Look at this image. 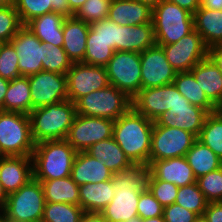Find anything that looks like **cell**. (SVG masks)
Segmentation results:
<instances>
[{
    "label": "cell",
    "mask_w": 222,
    "mask_h": 222,
    "mask_svg": "<svg viewBox=\"0 0 222 222\" xmlns=\"http://www.w3.org/2000/svg\"><path fill=\"white\" fill-rule=\"evenodd\" d=\"M33 178L31 156H0V183L7 195Z\"/></svg>",
    "instance_id": "cell-19"
},
{
    "label": "cell",
    "mask_w": 222,
    "mask_h": 222,
    "mask_svg": "<svg viewBox=\"0 0 222 222\" xmlns=\"http://www.w3.org/2000/svg\"><path fill=\"white\" fill-rule=\"evenodd\" d=\"M53 0H14V7L22 25L32 19L52 12Z\"/></svg>",
    "instance_id": "cell-39"
},
{
    "label": "cell",
    "mask_w": 222,
    "mask_h": 222,
    "mask_svg": "<svg viewBox=\"0 0 222 222\" xmlns=\"http://www.w3.org/2000/svg\"><path fill=\"white\" fill-rule=\"evenodd\" d=\"M86 152L92 157L102 160L114 174L133 165L113 137L93 144Z\"/></svg>",
    "instance_id": "cell-29"
},
{
    "label": "cell",
    "mask_w": 222,
    "mask_h": 222,
    "mask_svg": "<svg viewBox=\"0 0 222 222\" xmlns=\"http://www.w3.org/2000/svg\"><path fill=\"white\" fill-rule=\"evenodd\" d=\"M185 158L196 179L222 167V159L198 139L188 150Z\"/></svg>",
    "instance_id": "cell-31"
},
{
    "label": "cell",
    "mask_w": 222,
    "mask_h": 222,
    "mask_svg": "<svg viewBox=\"0 0 222 222\" xmlns=\"http://www.w3.org/2000/svg\"><path fill=\"white\" fill-rule=\"evenodd\" d=\"M209 113L199 106L192 105L177 90L176 103L156 119L159 126L176 127L194 134L197 138Z\"/></svg>",
    "instance_id": "cell-15"
},
{
    "label": "cell",
    "mask_w": 222,
    "mask_h": 222,
    "mask_svg": "<svg viewBox=\"0 0 222 222\" xmlns=\"http://www.w3.org/2000/svg\"><path fill=\"white\" fill-rule=\"evenodd\" d=\"M7 198H8V195L3 188V185L0 183V212L4 209Z\"/></svg>",
    "instance_id": "cell-56"
},
{
    "label": "cell",
    "mask_w": 222,
    "mask_h": 222,
    "mask_svg": "<svg viewBox=\"0 0 222 222\" xmlns=\"http://www.w3.org/2000/svg\"><path fill=\"white\" fill-rule=\"evenodd\" d=\"M84 213L80 205L46 202L42 220L44 222H82Z\"/></svg>",
    "instance_id": "cell-35"
},
{
    "label": "cell",
    "mask_w": 222,
    "mask_h": 222,
    "mask_svg": "<svg viewBox=\"0 0 222 222\" xmlns=\"http://www.w3.org/2000/svg\"><path fill=\"white\" fill-rule=\"evenodd\" d=\"M113 172L102 160L96 159L86 151L77 152L71 170V178L78 185L99 183L111 180Z\"/></svg>",
    "instance_id": "cell-21"
},
{
    "label": "cell",
    "mask_w": 222,
    "mask_h": 222,
    "mask_svg": "<svg viewBox=\"0 0 222 222\" xmlns=\"http://www.w3.org/2000/svg\"><path fill=\"white\" fill-rule=\"evenodd\" d=\"M52 12L63 15L64 17H70V8L68 0H53Z\"/></svg>",
    "instance_id": "cell-51"
},
{
    "label": "cell",
    "mask_w": 222,
    "mask_h": 222,
    "mask_svg": "<svg viewBox=\"0 0 222 222\" xmlns=\"http://www.w3.org/2000/svg\"><path fill=\"white\" fill-rule=\"evenodd\" d=\"M82 222H108L101 213L85 212Z\"/></svg>",
    "instance_id": "cell-52"
},
{
    "label": "cell",
    "mask_w": 222,
    "mask_h": 222,
    "mask_svg": "<svg viewBox=\"0 0 222 222\" xmlns=\"http://www.w3.org/2000/svg\"><path fill=\"white\" fill-rule=\"evenodd\" d=\"M114 120L77 114L66 141L77 151H86L93 144L109 139L113 134Z\"/></svg>",
    "instance_id": "cell-11"
},
{
    "label": "cell",
    "mask_w": 222,
    "mask_h": 222,
    "mask_svg": "<svg viewBox=\"0 0 222 222\" xmlns=\"http://www.w3.org/2000/svg\"><path fill=\"white\" fill-rule=\"evenodd\" d=\"M70 8V17H72L87 0H68Z\"/></svg>",
    "instance_id": "cell-55"
},
{
    "label": "cell",
    "mask_w": 222,
    "mask_h": 222,
    "mask_svg": "<svg viewBox=\"0 0 222 222\" xmlns=\"http://www.w3.org/2000/svg\"><path fill=\"white\" fill-rule=\"evenodd\" d=\"M79 115L117 120L132 107V100L114 85L91 92L75 102Z\"/></svg>",
    "instance_id": "cell-8"
},
{
    "label": "cell",
    "mask_w": 222,
    "mask_h": 222,
    "mask_svg": "<svg viewBox=\"0 0 222 222\" xmlns=\"http://www.w3.org/2000/svg\"><path fill=\"white\" fill-rule=\"evenodd\" d=\"M114 52L115 51L109 47L108 43L96 37L94 32L89 28L83 63L106 67L109 60L114 55Z\"/></svg>",
    "instance_id": "cell-36"
},
{
    "label": "cell",
    "mask_w": 222,
    "mask_h": 222,
    "mask_svg": "<svg viewBox=\"0 0 222 222\" xmlns=\"http://www.w3.org/2000/svg\"><path fill=\"white\" fill-rule=\"evenodd\" d=\"M152 23L156 45L178 42L194 30L193 14L166 0L152 10Z\"/></svg>",
    "instance_id": "cell-5"
},
{
    "label": "cell",
    "mask_w": 222,
    "mask_h": 222,
    "mask_svg": "<svg viewBox=\"0 0 222 222\" xmlns=\"http://www.w3.org/2000/svg\"><path fill=\"white\" fill-rule=\"evenodd\" d=\"M148 167L154 178L171 182L177 187L191 185L197 181L185 156L152 161Z\"/></svg>",
    "instance_id": "cell-20"
},
{
    "label": "cell",
    "mask_w": 222,
    "mask_h": 222,
    "mask_svg": "<svg viewBox=\"0 0 222 222\" xmlns=\"http://www.w3.org/2000/svg\"><path fill=\"white\" fill-rule=\"evenodd\" d=\"M46 202L79 205V186L71 176L41 182Z\"/></svg>",
    "instance_id": "cell-33"
},
{
    "label": "cell",
    "mask_w": 222,
    "mask_h": 222,
    "mask_svg": "<svg viewBox=\"0 0 222 222\" xmlns=\"http://www.w3.org/2000/svg\"><path fill=\"white\" fill-rule=\"evenodd\" d=\"M66 76L68 100L73 103L91 92L110 85L106 67L83 62L73 63Z\"/></svg>",
    "instance_id": "cell-12"
},
{
    "label": "cell",
    "mask_w": 222,
    "mask_h": 222,
    "mask_svg": "<svg viewBox=\"0 0 222 222\" xmlns=\"http://www.w3.org/2000/svg\"><path fill=\"white\" fill-rule=\"evenodd\" d=\"M13 4H14V0H0V7L13 5Z\"/></svg>",
    "instance_id": "cell-59"
},
{
    "label": "cell",
    "mask_w": 222,
    "mask_h": 222,
    "mask_svg": "<svg viewBox=\"0 0 222 222\" xmlns=\"http://www.w3.org/2000/svg\"><path fill=\"white\" fill-rule=\"evenodd\" d=\"M196 182L208 203L222 202V167L197 178Z\"/></svg>",
    "instance_id": "cell-40"
},
{
    "label": "cell",
    "mask_w": 222,
    "mask_h": 222,
    "mask_svg": "<svg viewBox=\"0 0 222 222\" xmlns=\"http://www.w3.org/2000/svg\"><path fill=\"white\" fill-rule=\"evenodd\" d=\"M112 180L79 186V205L85 212L100 213L114 197Z\"/></svg>",
    "instance_id": "cell-28"
},
{
    "label": "cell",
    "mask_w": 222,
    "mask_h": 222,
    "mask_svg": "<svg viewBox=\"0 0 222 222\" xmlns=\"http://www.w3.org/2000/svg\"><path fill=\"white\" fill-rule=\"evenodd\" d=\"M158 46L163 48L169 64L176 72L190 71L208 54V48L195 29L178 42Z\"/></svg>",
    "instance_id": "cell-14"
},
{
    "label": "cell",
    "mask_w": 222,
    "mask_h": 222,
    "mask_svg": "<svg viewBox=\"0 0 222 222\" xmlns=\"http://www.w3.org/2000/svg\"><path fill=\"white\" fill-rule=\"evenodd\" d=\"M175 203L196 213L198 216H203L208 204L197 182L179 187Z\"/></svg>",
    "instance_id": "cell-37"
},
{
    "label": "cell",
    "mask_w": 222,
    "mask_h": 222,
    "mask_svg": "<svg viewBox=\"0 0 222 222\" xmlns=\"http://www.w3.org/2000/svg\"><path fill=\"white\" fill-rule=\"evenodd\" d=\"M149 167L133 164L112 176V201L100 212L108 222H127L138 216L137 206L147 188Z\"/></svg>",
    "instance_id": "cell-1"
},
{
    "label": "cell",
    "mask_w": 222,
    "mask_h": 222,
    "mask_svg": "<svg viewBox=\"0 0 222 222\" xmlns=\"http://www.w3.org/2000/svg\"><path fill=\"white\" fill-rule=\"evenodd\" d=\"M207 222H222V202H210L203 214Z\"/></svg>",
    "instance_id": "cell-48"
},
{
    "label": "cell",
    "mask_w": 222,
    "mask_h": 222,
    "mask_svg": "<svg viewBox=\"0 0 222 222\" xmlns=\"http://www.w3.org/2000/svg\"><path fill=\"white\" fill-rule=\"evenodd\" d=\"M63 47L45 44L43 50V70L66 75L72 66Z\"/></svg>",
    "instance_id": "cell-38"
},
{
    "label": "cell",
    "mask_w": 222,
    "mask_h": 222,
    "mask_svg": "<svg viewBox=\"0 0 222 222\" xmlns=\"http://www.w3.org/2000/svg\"><path fill=\"white\" fill-rule=\"evenodd\" d=\"M34 148L29 115L0 111V156H32Z\"/></svg>",
    "instance_id": "cell-7"
},
{
    "label": "cell",
    "mask_w": 222,
    "mask_h": 222,
    "mask_svg": "<svg viewBox=\"0 0 222 222\" xmlns=\"http://www.w3.org/2000/svg\"><path fill=\"white\" fill-rule=\"evenodd\" d=\"M45 197L41 182L32 178L16 192L8 195L0 212L4 222H32L42 219Z\"/></svg>",
    "instance_id": "cell-6"
},
{
    "label": "cell",
    "mask_w": 222,
    "mask_h": 222,
    "mask_svg": "<svg viewBox=\"0 0 222 222\" xmlns=\"http://www.w3.org/2000/svg\"><path fill=\"white\" fill-rule=\"evenodd\" d=\"M32 222H44V221L41 219V220H38V221H32Z\"/></svg>",
    "instance_id": "cell-62"
},
{
    "label": "cell",
    "mask_w": 222,
    "mask_h": 222,
    "mask_svg": "<svg viewBox=\"0 0 222 222\" xmlns=\"http://www.w3.org/2000/svg\"><path fill=\"white\" fill-rule=\"evenodd\" d=\"M27 77L31 89V111L68 100L66 75L42 70Z\"/></svg>",
    "instance_id": "cell-13"
},
{
    "label": "cell",
    "mask_w": 222,
    "mask_h": 222,
    "mask_svg": "<svg viewBox=\"0 0 222 222\" xmlns=\"http://www.w3.org/2000/svg\"><path fill=\"white\" fill-rule=\"evenodd\" d=\"M194 29L207 48L222 44V10L200 7L194 14Z\"/></svg>",
    "instance_id": "cell-27"
},
{
    "label": "cell",
    "mask_w": 222,
    "mask_h": 222,
    "mask_svg": "<svg viewBox=\"0 0 222 222\" xmlns=\"http://www.w3.org/2000/svg\"><path fill=\"white\" fill-rule=\"evenodd\" d=\"M207 98L219 109L222 106V73L207 56L191 70Z\"/></svg>",
    "instance_id": "cell-24"
},
{
    "label": "cell",
    "mask_w": 222,
    "mask_h": 222,
    "mask_svg": "<svg viewBox=\"0 0 222 222\" xmlns=\"http://www.w3.org/2000/svg\"><path fill=\"white\" fill-rule=\"evenodd\" d=\"M222 159V112L209 113L197 138Z\"/></svg>",
    "instance_id": "cell-34"
},
{
    "label": "cell",
    "mask_w": 222,
    "mask_h": 222,
    "mask_svg": "<svg viewBox=\"0 0 222 222\" xmlns=\"http://www.w3.org/2000/svg\"><path fill=\"white\" fill-rule=\"evenodd\" d=\"M177 4L180 8L186 9L194 14L201 7V0H166Z\"/></svg>",
    "instance_id": "cell-50"
},
{
    "label": "cell",
    "mask_w": 222,
    "mask_h": 222,
    "mask_svg": "<svg viewBox=\"0 0 222 222\" xmlns=\"http://www.w3.org/2000/svg\"><path fill=\"white\" fill-rule=\"evenodd\" d=\"M108 18L121 26L152 23V10L137 0H112Z\"/></svg>",
    "instance_id": "cell-22"
},
{
    "label": "cell",
    "mask_w": 222,
    "mask_h": 222,
    "mask_svg": "<svg viewBox=\"0 0 222 222\" xmlns=\"http://www.w3.org/2000/svg\"><path fill=\"white\" fill-rule=\"evenodd\" d=\"M76 154L65 139L36 143L31 156L33 178L42 182L70 176Z\"/></svg>",
    "instance_id": "cell-3"
},
{
    "label": "cell",
    "mask_w": 222,
    "mask_h": 222,
    "mask_svg": "<svg viewBox=\"0 0 222 222\" xmlns=\"http://www.w3.org/2000/svg\"><path fill=\"white\" fill-rule=\"evenodd\" d=\"M106 70L109 84L124 92L131 100L141 90L140 53L115 51Z\"/></svg>",
    "instance_id": "cell-9"
},
{
    "label": "cell",
    "mask_w": 222,
    "mask_h": 222,
    "mask_svg": "<svg viewBox=\"0 0 222 222\" xmlns=\"http://www.w3.org/2000/svg\"><path fill=\"white\" fill-rule=\"evenodd\" d=\"M147 188L163 207L175 203L179 187L171 182L158 180L150 173L147 180Z\"/></svg>",
    "instance_id": "cell-44"
},
{
    "label": "cell",
    "mask_w": 222,
    "mask_h": 222,
    "mask_svg": "<svg viewBox=\"0 0 222 222\" xmlns=\"http://www.w3.org/2000/svg\"><path fill=\"white\" fill-rule=\"evenodd\" d=\"M207 56L222 73V44H217L209 47Z\"/></svg>",
    "instance_id": "cell-49"
},
{
    "label": "cell",
    "mask_w": 222,
    "mask_h": 222,
    "mask_svg": "<svg viewBox=\"0 0 222 222\" xmlns=\"http://www.w3.org/2000/svg\"><path fill=\"white\" fill-rule=\"evenodd\" d=\"M96 37L109 44L114 51H119V36L121 25H117L108 17L89 24Z\"/></svg>",
    "instance_id": "cell-45"
},
{
    "label": "cell",
    "mask_w": 222,
    "mask_h": 222,
    "mask_svg": "<svg viewBox=\"0 0 222 222\" xmlns=\"http://www.w3.org/2000/svg\"><path fill=\"white\" fill-rule=\"evenodd\" d=\"M9 80L0 77V111H4V98L8 90Z\"/></svg>",
    "instance_id": "cell-53"
},
{
    "label": "cell",
    "mask_w": 222,
    "mask_h": 222,
    "mask_svg": "<svg viewBox=\"0 0 222 222\" xmlns=\"http://www.w3.org/2000/svg\"><path fill=\"white\" fill-rule=\"evenodd\" d=\"M196 140L197 137L188 131L159 126L154 121L149 164L152 161L185 156Z\"/></svg>",
    "instance_id": "cell-10"
},
{
    "label": "cell",
    "mask_w": 222,
    "mask_h": 222,
    "mask_svg": "<svg viewBox=\"0 0 222 222\" xmlns=\"http://www.w3.org/2000/svg\"><path fill=\"white\" fill-rule=\"evenodd\" d=\"M142 222H165L163 216L155 217V218H148L145 220H142Z\"/></svg>",
    "instance_id": "cell-58"
},
{
    "label": "cell",
    "mask_w": 222,
    "mask_h": 222,
    "mask_svg": "<svg viewBox=\"0 0 222 222\" xmlns=\"http://www.w3.org/2000/svg\"><path fill=\"white\" fill-rule=\"evenodd\" d=\"M173 84L192 105L199 106L208 113L219 109L207 98L191 71L177 72Z\"/></svg>",
    "instance_id": "cell-30"
},
{
    "label": "cell",
    "mask_w": 222,
    "mask_h": 222,
    "mask_svg": "<svg viewBox=\"0 0 222 222\" xmlns=\"http://www.w3.org/2000/svg\"><path fill=\"white\" fill-rule=\"evenodd\" d=\"M163 218L165 222H195L198 215L177 203L164 207Z\"/></svg>",
    "instance_id": "cell-47"
},
{
    "label": "cell",
    "mask_w": 222,
    "mask_h": 222,
    "mask_svg": "<svg viewBox=\"0 0 222 222\" xmlns=\"http://www.w3.org/2000/svg\"><path fill=\"white\" fill-rule=\"evenodd\" d=\"M164 207L152 195L148 188L141 192L137 206L138 216L142 219L163 216Z\"/></svg>",
    "instance_id": "cell-46"
},
{
    "label": "cell",
    "mask_w": 222,
    "mask_h": 222,
    "mask_svg": "<svg viewBox=\"0 0 222 222\" xmlns=\"http://www.w3.org/2000/svg\"><path fill=\"white\" fill-rule=\"evenodd\" d=\"M66 17L50 12L29 21L25 26L43 43L63 47V22Z\"/></svg>",
    "instance_id": "cell-25"
},
{
    "label": "cell",
    "mask_w": 222,
    "mask_h": 222,
    "mask_svg": "<svg viewBox=\"0 0 222 222\" xmlns=\"http://www.w3.org/2000/svg\"><path fill=\"white\" fill-rule=\"evenodd\" d=\"M18 55L21 76H30L43 70V50L45 43L41 42L25 25L10 40Z\"/></svg>",
    "instance_id": "cell-18"
},
{
    "label": "cell",
    "mask_w": 222,
    "mask_h": 222,
    "mask_svg": "<svg viewBox=\"0 0 222 222\" xmlns=\"http://www.w3.org/2000/svg\"><path fill=\"white\" fill-rule=\"evenodd\" d=\"M156 45L153 23L121 26L119 51L142 53Z\"/></svg>",
    "instance_id": "cell-26"
},
{
    "label": "cell",
    "mask_w": 222,
    "mask_h": 222,
    "mask_svg": "<svg viewBox=\"0 0 222 222\" xmlns=\"http://www.w3.org/2000/svg\"><path fill=\"white\" fill-rule=\"evenodd\" d=\"M154 121L131 107L113 125V139L133 164L149 165Z\"/></svg>",
    "instance_id": "cell-2"
},
{
    "label": "cell",
    "mask_w": 222,
    "mask_h": 222,
    "mask_svg": "<svg viewBox=\"0 0 222 222\" xmlns=\"http://www.w3.org/2000/svg\"><path fill=\"white\" fill-rule=\"evenodd\" d=\"M141 3L146 4L151 10L157 7L163 0H137Z\"/></svg>",
    "instance_id": "cell-57"
},
{
    "label": "cell",
    "mask_w": 222,
    "mask_h": 222,
    "mask_svg": "<svg viewBox=\"0 0 222 222\" xmlns=\"http://www.w3.org/2000/svg\"><path fill=\"white\" fill-rule=\"evenodd\" d=\"M76 115L75 103L70 100L32 110L29 117L34 143L66 139Z\"/></svg>",
    "instance_id": "cell-4"
},
{
    "label": "cell",
    "mask_w": 222,
    "mask_h": 222,
    "mask_svg": "<svg viewBox=\"0 0 222 222\" xmlns=\"http://www.w3.org/2000/svg\"><path fill=\"white\" fill-rule=\"evenodd\" d=\"M19 59L14 46L10 43L0 44V77L9 81L21 77Z\"/></svg>",
    "instance_id": "cell-41"
},
{
    "label": "cell",
    "mask_w": 222,
    "mask_h": 222,
    "mask_svg": "<svg viewBox=\"0 0 222 222\" xmlns=\"http://www.w3.org/2000/svg\"><path fill=\"white\" fill-rule=\"evenodd\" d=\"M195 222H207L204 216H198V218L195 220Z\"/></svg>",
    "instance_id": "cell-61"
},
{
    "label": "cell",
    "mask_w": 222,
    "mask_h": 222,
    "mask_svg": "<svg viewBox=\"0 0 222 222\" xmlns=\"http://www.w3.org/2000/svg\"><path fill=\"white\" fill-rule=\"evenodd\" d=\"M127 222H142V219L139 216H137V217L131 218Z\"/></svg>",
    "instance_id": "cell-60"
},
{
    "label": "cell",
    "mask_w": 222,
    "mask_h": 222,
    "mask_svg": "<svg viewBox=\"0 0 222 222\" xmlns=\"http://www.w3.org/2000/svg\"><path fill=\"white\" fill-rule=\"evenodd\" d=\"M14 5L0 7V43H7L22 27Z\"/></svg>",
    "instance_id": "cell-42"
},
{
    "label": "cell",
    "mask_w": 222,
    "mask_h": 222,
    "mask_svg": "<svg viewBox=\"0 0 222 222\" xmlns=\"http://www.w3.org/2000/svg\"><path fill=\"white\" fill-rule=\"evenodd\" d=\"M4 111L29 115L31 112V89L28 77L21 76L9 81L4 98Z\"/></svg>",
    "instance_id": "cell-32"
},
{
    "label": "cell",
    "mask_w": 222,
    "mask_h": 222,
    "mask_svg": "<svg viewBox=\"0 0 222 222\" xmlns=\"http://www.w3.org/2000/svg\"><path fill=\"white\" fill-rule=\"evenodd\" d=\"M177 101V88L173 83L155 88L141 89L132 99V107L147 119L156 121Z\"/></svg>",
    "instance_id": "cell-17"
},
{
    "label": "cell",
    "mask_w": 222,
    "mask_h": 222,
    "mask_svg": "<svg viewBox=\"0 0 222 222\" xmlns=\"http://www.w3.org/2000/svg\"><path fill=\"white\" fill-rule=\"evenodd\" d=\"M89 24L72 17H66L63 22V49L72 63L82 62L87 47Z\"/></svg>",
    "instance_id": "cell-23"
},
{
    "label": "cell",
    "mask_w": 222,
    "mask_h": 222,
    "mask_svg": "<svg viewBox=\"0 0 222 222\" xmlns=\"http://www.w3.org/2000/svg\"><path fill=\"white\" fill-rule=\"evenodd\" d=\"M112 0H87L73 15L85 23H93L108 17Z\"/></svg>",
    "instance_id": "cell-43"
},
{
    "label": "cell",
    "mask_w": 222,
    "mask_h": 222,
    "mask_svg": "<svg viewBox=\"0 0 222 222\" xmlns=\"http://www.w3.org/2000/svg\"><path fill=\"white\" fill-rule=\"evenodd\" d=\"M141 89L173 83L177 72L169 64L161 46L155 45L140 53Z\"/></svg>",
    "instance_id": "cell-16"
},
{
    "label": "cell",
    "mask_w": 222,
    "mask_h": 222,
    "mask_svg": "<svg viewBox=\"0 0 222 222\" xmlns=\"http://www.w3.org/2000/svg\"><path fill=\"white\" fill-rule=\"evenodd\" d=\"M201 6L212 10H222V0H201Z\"/></svg>",
    "instance_id": "cell-54"
}]
</instances>
